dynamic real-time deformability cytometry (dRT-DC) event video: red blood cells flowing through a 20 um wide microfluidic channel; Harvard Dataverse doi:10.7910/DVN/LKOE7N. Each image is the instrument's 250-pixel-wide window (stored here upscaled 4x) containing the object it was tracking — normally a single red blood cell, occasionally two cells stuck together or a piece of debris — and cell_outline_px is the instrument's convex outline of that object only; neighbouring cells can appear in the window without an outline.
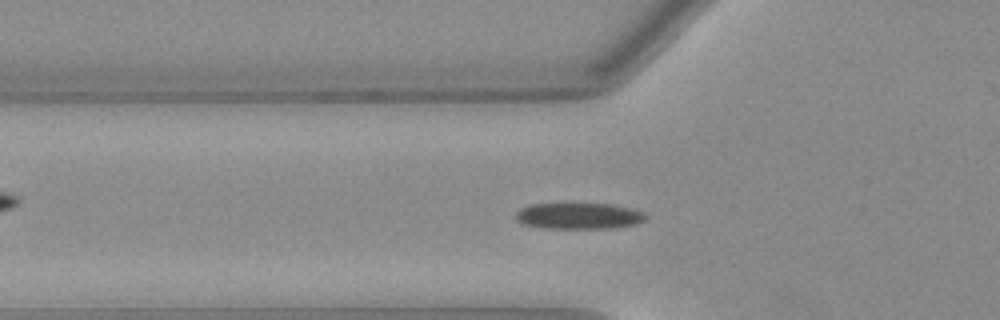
{"species": "Egyptian fruit bat (a non-hibernating species)", "species_latin": "Rousettus aegyptiacus", "temperature_condition": "warm", "stored_images_in_passage": 53, "camera_frame_rate_fps": 3000, "um_per_image_px": 0.085, "animal": {"sex": "female"}, "frame": {"image": 1, "passage_image": 19, "time_ms": 6.0, "image_size_px": [1000, 320], "cell_outline_px": [[644, 220], [636, 224], [608, 228], [544, 228], [524, 224], [516, 220], [516, 212], [520, 208], [532, 204], [612, 204], [632, 208], [644, 212]], "centroid_in_image_um": [49.18, 18.35], "position_along_channel_um": 76.6, "area_um2": 19.65}}
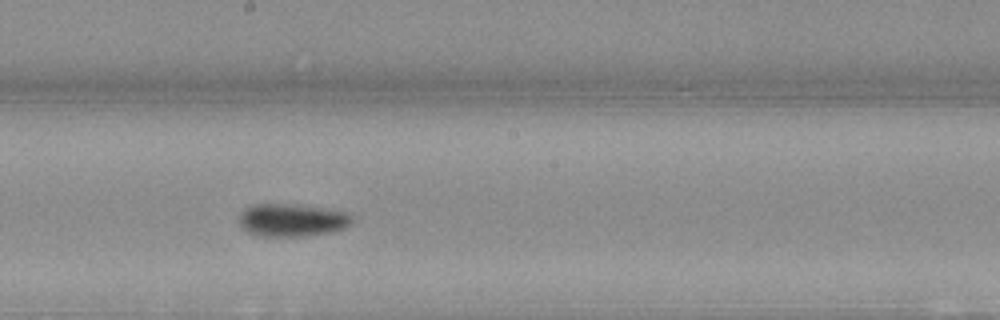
{"frame": {"image": 2, "passage_image": 30, "time_ms": 9.667, "image_size_px": [1000, 320], "cell_outline_px": [[352, 220], [344, 228], [332, 232], [304, 236], [256, 236], [240, 228], [240, 212], [244, 208], [252, 204], [296, 204], [348, 212]], "centroid_in_image_um": [24.76, 18.71], "position_along_channel_um": 223.4, "area_um2": 21.68}}
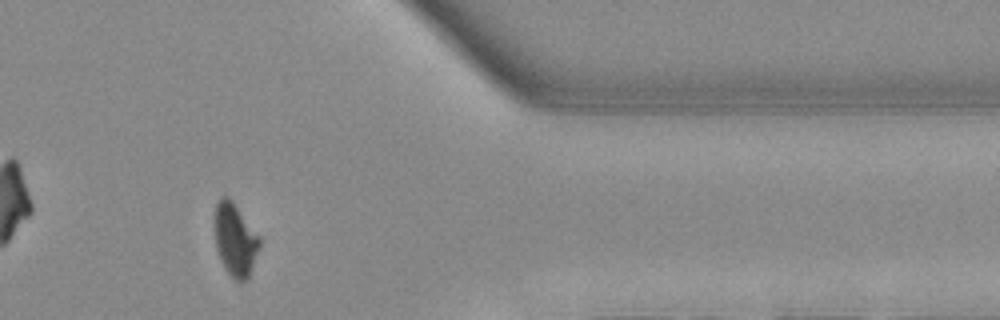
{"frame": {"image": 3, "passage_image": 44, "time_ms": 14.333, "image_size_px": [1000, 320], "cell_outline_px": [[260, 244], [248, 276], [244, 280], [236, 280], [224, 268], [220, 260], [216, 248], [212, 224], [216, 204], [220, 196], [228, 196], [232, 200], [260, 236]], "centroid_in_image_um": [19.93, 20.3], "position_along_channel_um": 391.5, "area_um2": 19.19}, "authors_computed_cell_mechanics": {"area_um2": 19.0162, "velocity_mm_per_s": 3.9988, "shape_relaxation_time_tau1_ms": 5.234, "shape_relaxation_time_tau2_ms": 3.9577, "deformation_change_tau1": 0.1968, "deformation_change_tau2": 0.089}}